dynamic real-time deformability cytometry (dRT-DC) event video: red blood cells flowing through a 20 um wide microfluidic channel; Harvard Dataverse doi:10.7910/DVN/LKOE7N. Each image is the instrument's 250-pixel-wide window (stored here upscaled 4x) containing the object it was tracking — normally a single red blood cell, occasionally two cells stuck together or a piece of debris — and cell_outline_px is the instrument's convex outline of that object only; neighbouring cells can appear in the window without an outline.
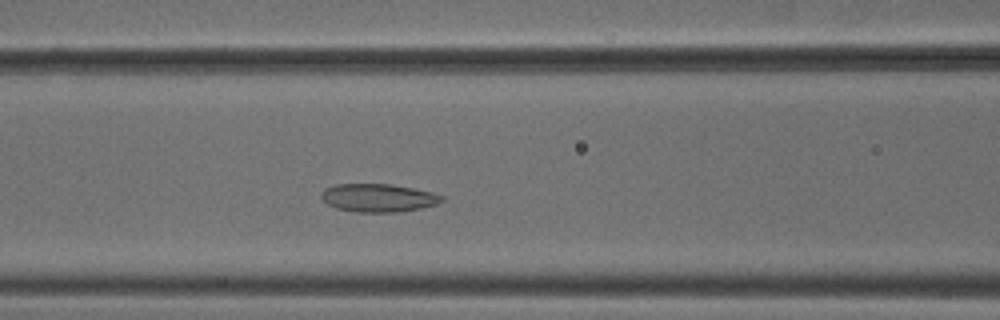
{"species": "common noctule bat (a hibernating species)", "species_latin": "Nyctalus noctula", "temperature_condition": "cold", "stored_images_in_passage": 41, "camera_frame_rate_fps": 3000, "um_per_image_px": 0.085, "animal": {"sex": "male", "body_mass_g": 18.8}, "frame": {"image": 1, "passage_image": 11, "time_ms": 3.333, "image_size_px": [1000, 320], "cell_outline_px": [[444, 200], [436, 204], [420, 208], [396, 212], [356, 212], [336, 208], [328, 204], [320, 196], [324, 188], [336, 184], [392, 184], [432, 192], [444, 196]], "centroid_in_image_um": [32.15, 16.81], "position_along_channel_um": 134.5, "area_um2": 19.71}}
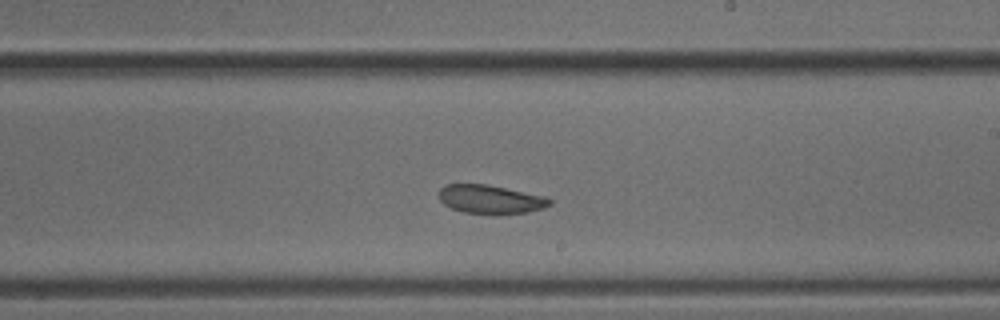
{"frame": {"image": 2, "passage_image": 20, "time_ms": 6.333, "image_size_px": [1000, 320], "cell_outline_px": [[552, 204], [544, 208], [528, 212], [496, 216], [464, 212], [452, 208], [444, 204], [440, 200], [440, 188], [444, 184], [488, 184], [544, 196], [552, 200]], "centroid_in_image_um": [41.71, 16.96], "position_along_channel_um": 247.3, "area_um2": 18.9}}
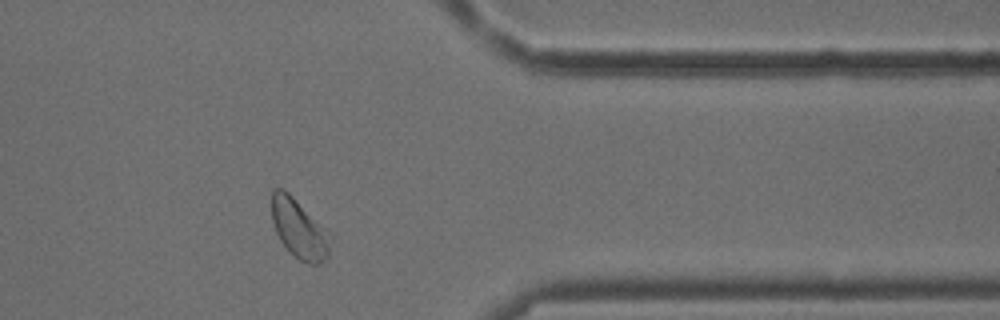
{"frame": {"image": 3, "passage_image": 32, "time_ms": 10.333, "image_size_px": [1000, 320], "cell_outline_px": [[332, 236], [328, 256], [320, 264], [312, 264], [300, 260], [288, 252], [280, 240], [276, 232], [272, 220], [272, 188], [284, 188]], "centroid_in_image_um": [25.41, 19.47], "position_along_channel_um": 386.0, "area_um2": 20.06}, "authors_computed_cell_mechanics": {"area_um2": 20.0566, "velocity_mm_per_s": 3.7788, "shape_relaxation_time_tau1_ms": null, "shape_relaxation_time_tau2_ms": 1.9734, "deformation_change_tau1": null, "deformation_change_tau2": 0.053}}